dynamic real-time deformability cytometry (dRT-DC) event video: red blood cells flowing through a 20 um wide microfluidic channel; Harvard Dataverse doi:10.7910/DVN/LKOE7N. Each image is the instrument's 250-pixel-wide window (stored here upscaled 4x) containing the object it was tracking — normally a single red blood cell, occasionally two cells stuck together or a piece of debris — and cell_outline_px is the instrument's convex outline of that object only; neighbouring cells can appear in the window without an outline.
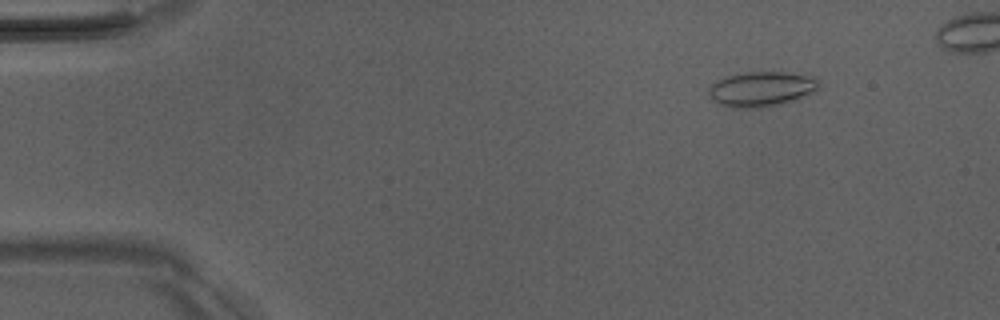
{"species": "Egyptian fruit bat (a non-hibernating species)", "species_latin": "Rousettus aegyptiacus", "temperature_condition": "room temperature", "stored_images_in_passage": 6, "camera_frame_rate_fps": 3000, "um_per_image_px": 0.085, "animal": {"sex": "male"}, "frame": {"image": 1, "passage_image": 2, "time_ms": 1.333, "image_size_px": [1000, 320], "cell_outline_px": [[820, 84], [816, 92], [800, 100], [760, 108], [732, 108], [716, 104], [712, 100], [708, 92], [708, 88], [716, 80], [724, 76], [748, 72], [784, 72], [816, 76], [820, 80]], "centroid_in_image_um": [64.76, 7.58], "position_along_channel_um": 20.2, "area_um2": 23.24}}